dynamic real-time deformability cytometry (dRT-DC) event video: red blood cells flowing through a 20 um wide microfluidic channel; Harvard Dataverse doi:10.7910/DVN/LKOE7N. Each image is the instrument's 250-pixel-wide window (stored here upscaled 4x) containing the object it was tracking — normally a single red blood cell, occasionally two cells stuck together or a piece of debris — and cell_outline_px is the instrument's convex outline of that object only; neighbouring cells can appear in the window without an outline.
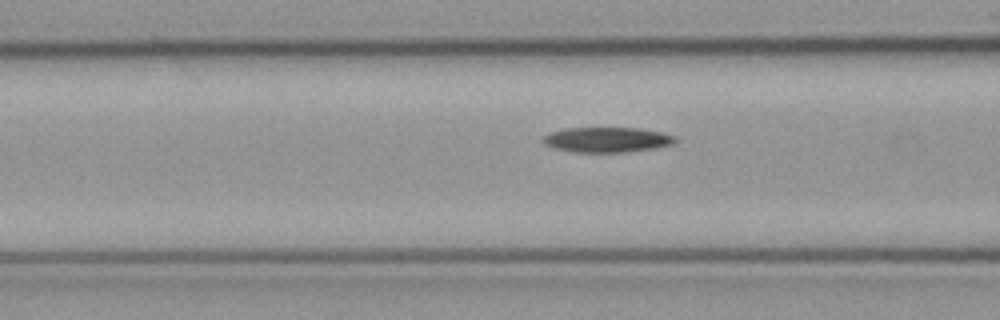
{"species": "common noctule bat (a hibernating species)", "species_latin": "Nyctalus noctula", "temperature_condition": "cold", "stored_images_in_passage": 6, "camera_frame_rate_fps": 3000, "um_per_image_px": 0.085, "animal": {"sex": "male", "body_mass_g": 23.1, "forearm_length_mm": 52.7}, "frame": {"image": 1, "passage_image": 4, "time_ms": 1.0, "image_size_px": [1000, 320], "cell_outline_px": [[676, 140], [672, 144], [656, 148], [624, 152], [572, 152], [556, 148], [544, 144], [544, 136], [552, 132], [564, 128], [640, 128], [664, 132], [676, 136]], "centroid_in_image_um": [51.64, 11.87], "position_along_channel_um": 115.0, "area_um2": 19.31}}